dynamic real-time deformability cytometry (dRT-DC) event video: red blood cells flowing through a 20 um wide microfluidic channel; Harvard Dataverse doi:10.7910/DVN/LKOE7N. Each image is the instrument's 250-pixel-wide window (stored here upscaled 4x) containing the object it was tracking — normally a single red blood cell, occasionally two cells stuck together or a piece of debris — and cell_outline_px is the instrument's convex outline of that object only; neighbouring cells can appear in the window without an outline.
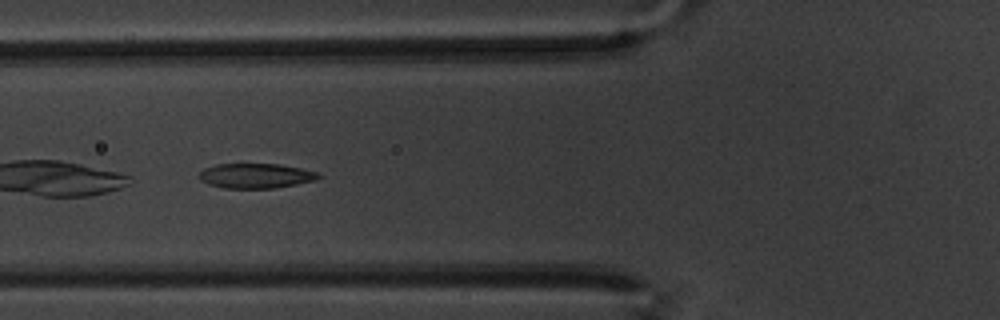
{"species": "common noctule bat (a hibernating species)", "species_latin": "Nyctalus noctula", "temperature_condition": "warm", "stored_images_in_passage": 51, "camera_frame_rate_fps": 3000, "um_per_image_px": 0.085, "animal": {"sex": "male", "body_mass_g": 20.1, "forearm_length_mm": 53.5}, "frame": {"image": 1, "passage_image": 22, "time_ms": 7.0, "image_size_px": [1000, 320], "cell_outline_px": [[324, 176], [316, 180], [276, 188], [224, 188], [208, 184], [200, 180], [200, 172], [204, 168], [216, 164], [280, 164], [300, 168], [316, 172]], "centroid_in_image_um": [21.76, 14.94], "position_along_channel_um": 104.0, "area_um2": 17.28}}
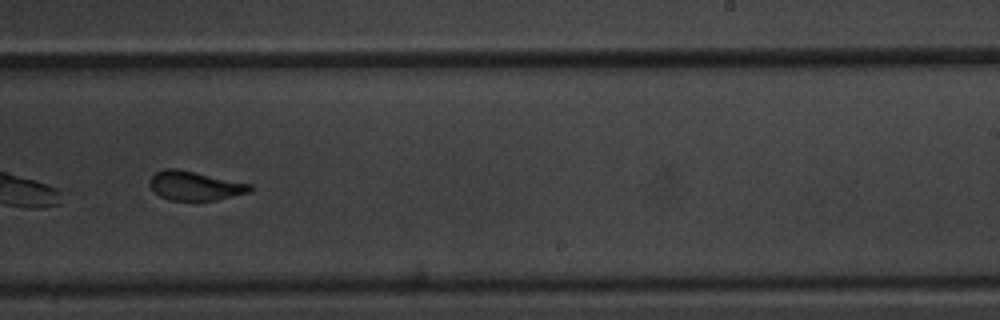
{"frame": {"image": 2, "passage_image": 37, "time_ms": 12.0, "image_size_px": [1000, 320], "cell_outline_px": [[252, 192], [216, 200], [168, 200], [160, 196], [148, 184], [148, 180], [156, 172], [164, 168], [180, 168], [252, 184]], "centroid_in_image_um": [16.58, 15.77], "position_along_channel_um": 272.4, "area_um2": 17.28}}
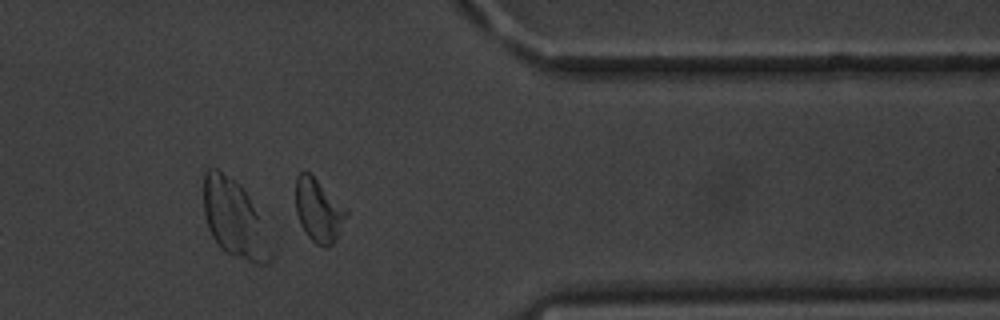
{"frame": {"image": 3, "passage_image": 48, "time_ms": 15.667, "image_size_px": [1000, 320], "cell_outline_px": [[348, 216], [336, 240], [332, 244], [324, 248], [316, 244], [308, 236], [300, 224], [296, 212], [296, 176], [300, 172], [308, 172], [348, 208]], "centroid_in_image_um": [27.1, 17.9], "position_along_channel_um": 384.3, "area_um2": 18.79}, "authors_computed_cell_mechanics": {"area_um2": 18.496, "velocity_mm_per_s": 3.367, "shape_relaxation_time_tau1_ms": 3.2119, "shape_relaxation_time_tau2_ms": 1.5564, "deformation_change_tau1": 0.1154, "deformation_change_tau2": 0.0906}}